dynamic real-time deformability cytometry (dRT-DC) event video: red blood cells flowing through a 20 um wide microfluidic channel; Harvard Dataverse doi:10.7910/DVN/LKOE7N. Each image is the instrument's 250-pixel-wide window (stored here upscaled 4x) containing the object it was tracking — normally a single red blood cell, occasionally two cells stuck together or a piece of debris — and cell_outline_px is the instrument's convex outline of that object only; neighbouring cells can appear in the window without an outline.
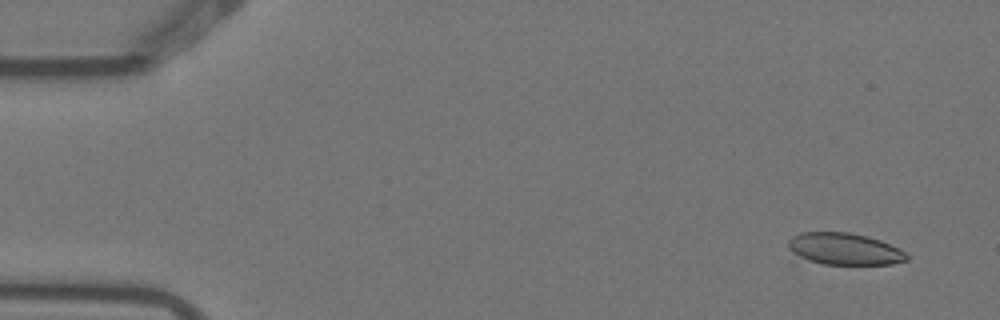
{"species": "Egyptian fruit bat (a non-hibernating species)", "species_latin": "Rousettus aegyptiacus", "temperature_condition": "warm", "stored_images_in_passage": 5, "camera_frame_rate_fps": 3000, "um_per_image_px": 0.085, "animal": {"sex": "female"}, "frame": {"image": 1, "passage_image": 1, "time_ms": 0.0, "image_size_px": [1000, 320], "cell_outline_px": [[908, 260], [892, 264], [824, 264], [808, 260], [792, 252], [788, 248], [788, 240], [792, 236], [800, 232], [848, 232], [868, 236], [880, 240], [900, 248], [908, 256]], "centroid_in_image_um": [71.78, 21.15], "position_along_channel_um": 13.2, "area_um2": 21.96}}
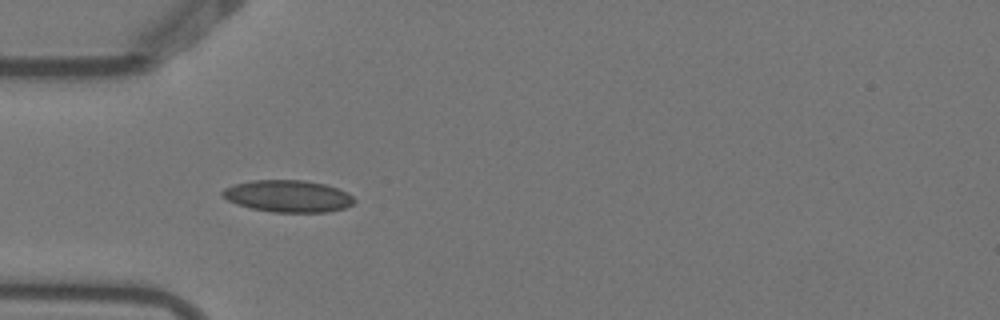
{"frame": {"image": 2, "passage_image": 4, "time_ms": 1.0, "image_size_px": [1000, 320], "cell_outline_px": [[356, 200], [352, 204], [344, 208], [328, 212], [272, 212], [252, 208], [236, 204], [228, 200], [220, 192], [224, 188], [236, 184], [252, 180], [304, 180], [324, 184], [348, 192]], "centroid_in_image_um": [24.49, 16.67], "position_along_channel_um": 60.5, "area_um2": 24.45}}
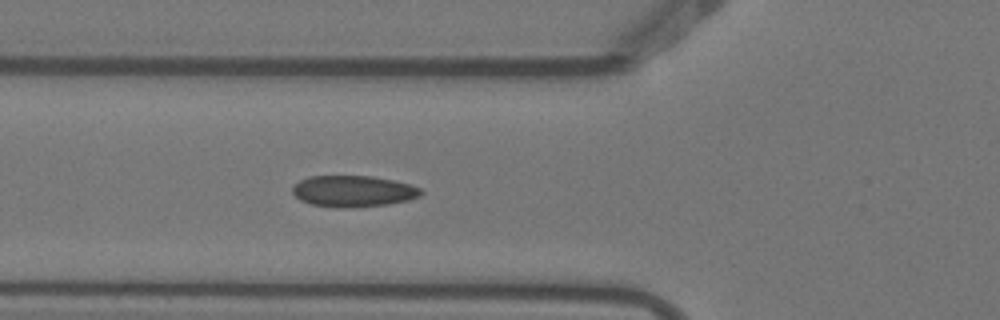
{"frame": {"image": 3, "passage_image": 5, "time_ms": 1.333, "image_size_px": [1000, 320], "cell_outline_px": [[424, 192], [420, 196], [408, 200], [388, 204], [344, 208], [336, 208], [312, 204], [300, 200], [292, 192], [292, 184], [308, 176], [372, 176], [392, 180], [408, 184], [420, 188]], "centroid_in_image_um": [29.99, 16.25], "position_along_channel_um": 95.8, "area_um2": 23.47}}